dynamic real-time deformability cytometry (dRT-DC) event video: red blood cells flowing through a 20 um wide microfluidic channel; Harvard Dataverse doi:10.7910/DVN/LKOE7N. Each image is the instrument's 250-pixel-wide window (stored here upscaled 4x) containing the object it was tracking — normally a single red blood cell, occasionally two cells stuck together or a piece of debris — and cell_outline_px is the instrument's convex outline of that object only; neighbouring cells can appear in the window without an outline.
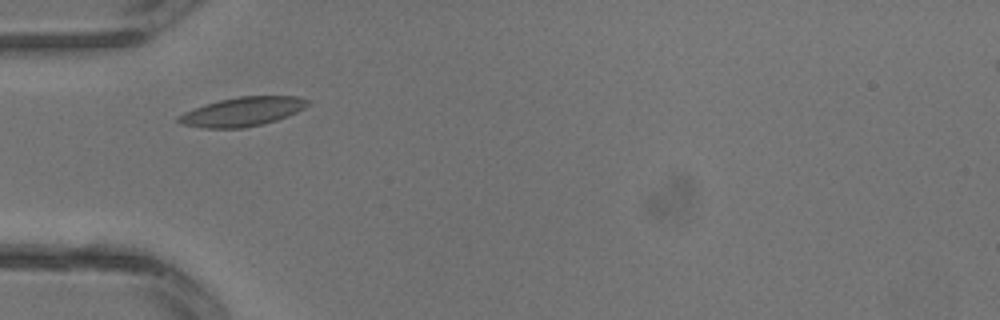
{"species": "common noctule bat (a hibernating species)", "species_latin": "Nyctalus noctula", "temperature_condition": "warm", "stored_images_in_passage": 2, "camera_frame_rate_fps": 3000, "um_per_image_px": 0.085, "animal": {"sex": "male", "body_mass_g": 13.3}, "frame": {"image": 1, "passage_image": 2, "time_ms": 0.333, "image_size_px": [1000, 320], "cell_outline_px": [[308, 104], [304, 108], [288, 116], [276, 120], [244, 128], [204, 128], [180, 124], [176, 120], [176, 116], [184, 112], [220, 100], [240, 96], [300, 96], [308, 100]], "centroid_in_image_um": [20.6, 9.49], "position_along_channel_um": 64.4, "area_um2": 21.68}}